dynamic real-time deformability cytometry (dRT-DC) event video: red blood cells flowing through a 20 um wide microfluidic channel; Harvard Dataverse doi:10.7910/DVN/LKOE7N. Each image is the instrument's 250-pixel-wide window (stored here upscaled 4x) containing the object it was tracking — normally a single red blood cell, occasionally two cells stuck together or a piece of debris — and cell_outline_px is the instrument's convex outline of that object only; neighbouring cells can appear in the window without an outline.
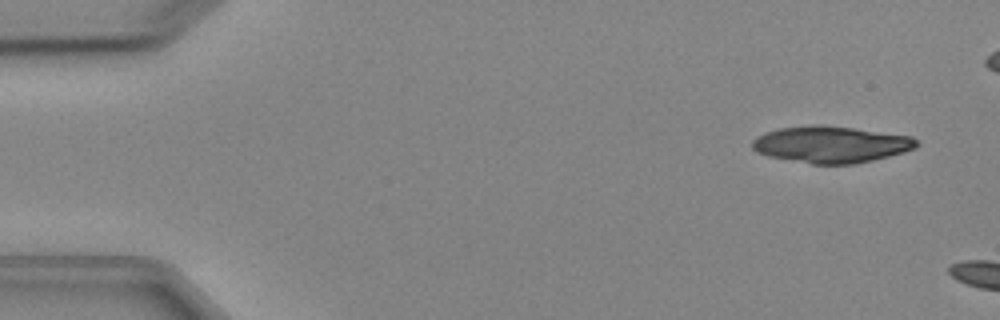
{"species": "Egyptian fruit bat (a non-hibernating species)", "species_latin": "Rousettus aegyptiacus", "temperature_condition": "cold", "stored_images_in_passage": 2, "camera_frame_rate_fps": 3000, "um_per_image_px": 0.085, "animal": {"sex": "female"}, "frame": {"image": 1, "passage_image": 1, "time_ms": 0.0, "image_size_px": [1000, 320], "cell_outline_px": [[920, 144], [916, 148], [904, 152], [872, 160], [852, 164], [812, 164], [768, 156], [756, 152], [752, 148], [752, 140], [764, 132], [780, 128], [816, 124], [820, 124], [852, 128], [912, 136]], "centroid_in_image_um": [70.62, 12.27], "position_along_channel_um": 14.4, "area_um2": 35.03}}